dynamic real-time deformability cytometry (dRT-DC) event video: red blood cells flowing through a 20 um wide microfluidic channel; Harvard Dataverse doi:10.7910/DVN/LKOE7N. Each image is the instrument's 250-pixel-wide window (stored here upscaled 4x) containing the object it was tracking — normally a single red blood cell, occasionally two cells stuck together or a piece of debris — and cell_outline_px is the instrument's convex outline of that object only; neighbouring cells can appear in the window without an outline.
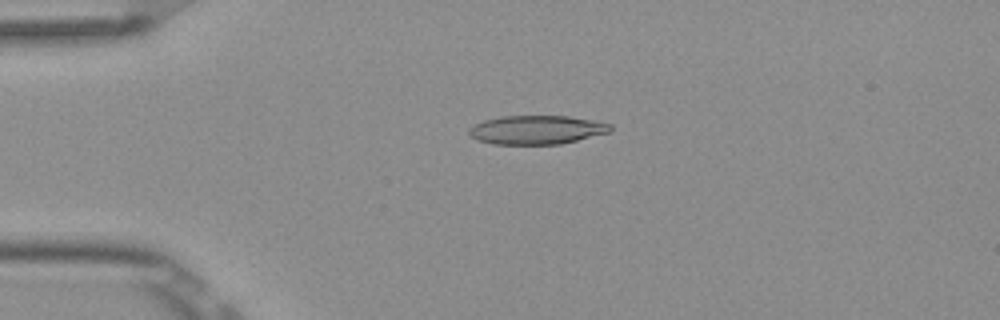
{"species": "Egyptian fruit bat (a non-hibernating species)", "species_latin": "Rousettus aegyptiacus", "temperature_condition": "room temperature", "stored_images_in_passage": 4, "camera_frame_rate_fps": 3000, "um_per_image_px": 0.085, "frame": {"image": 1, "passage_image": 2, "time_ms": 0.333, "image_size_px": [1000, 320], "cell_outline_px": [[612, 132], [560, 144], [492, 144], [476, 140], [468, 132], [468, 128], [484, 120], [500, 116], [568, 116], [612, 124]], "centroid_in_image_um": [45.62, 11.04], "position_along_channel_um": 39.4, "area_um2": 23.76}}
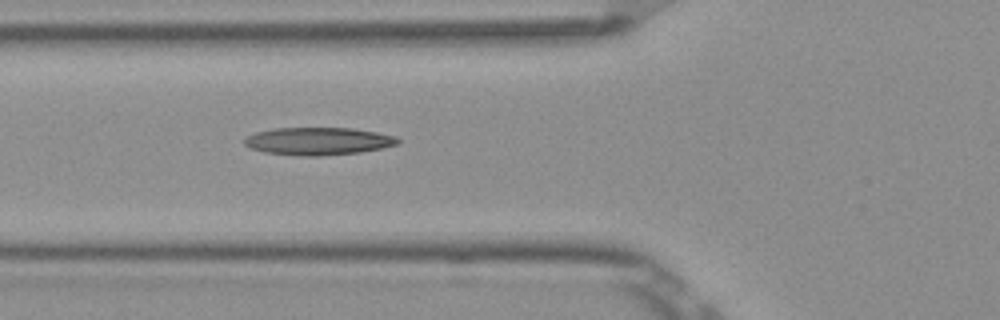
{"frame": {"image": 2, "passage_image": 4, "time_ms": 1.0, "image_size_px": [1000, 320], "cell_outline_px": [[400, 140], [396, 144], [380, 148], [360, 152], [320, 156], [304, 156], [264, 152], [252, 148], [244, 144], [244, 140], [248, 136], [256, 132], [272, 128], [352, 128], [376, 132], [396, 136]], "centroid_in_image_um": [27.04, 11.99], "position_along_channel_um": 98.8, "area_um2": 24.51}}